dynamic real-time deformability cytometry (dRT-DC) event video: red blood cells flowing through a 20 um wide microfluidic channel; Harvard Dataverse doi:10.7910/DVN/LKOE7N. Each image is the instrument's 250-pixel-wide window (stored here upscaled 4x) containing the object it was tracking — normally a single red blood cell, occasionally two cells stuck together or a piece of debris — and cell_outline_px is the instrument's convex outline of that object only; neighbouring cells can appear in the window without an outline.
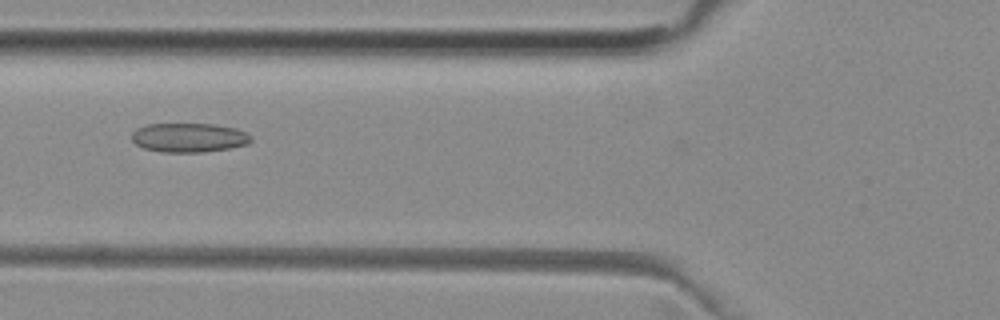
{"species": "common noctule bat (a hibernating species)", "species_latin": "Nyctalus noctula", "temperature_condition": "room temperature", "stored_images_in_passage": 35, "camera_frame_rate_fps": 3000, "um_per_image_px": 0.085, "animal": {"sex": "female", "body_mass_g": 29.2, "forearm_length_mm": 56.3}, "frame": {"image": 1, "passage_image": 6, "time_ms": 1.667, "image_size_px": [1000, 320], "cell_outline_px": [[252, 140], [248, 144], [228, 148], [204, 152], [160, 152], [144, 148], [136, 144], [132, 140], [132, 132], [136, 128], [148, 124], [216, 124], [236, 128], [252, 136]], "centroid_in_image_um": [16.05, 11.69], "position_along_channel_um": 109.7, "area_um2": 20.35}}
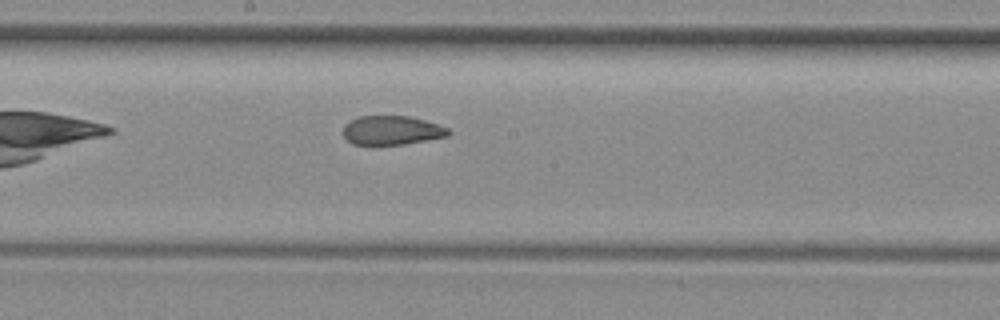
{"frame": {"image": 2, "passage_image": 14, "time_ms": 4.333, "image_size_px": [1000, 320], "cell_outline_px": [[452, 132], [448, 136], [404, 144], [352, 144], [344, 136], [344, 124], [360, 116], [408, 116], [424, 120], [448, 128]], "centroid_in_image_um": [33.31, 11.07], "position_along_channel_um": 214.9, "area_um2": 17.57}}
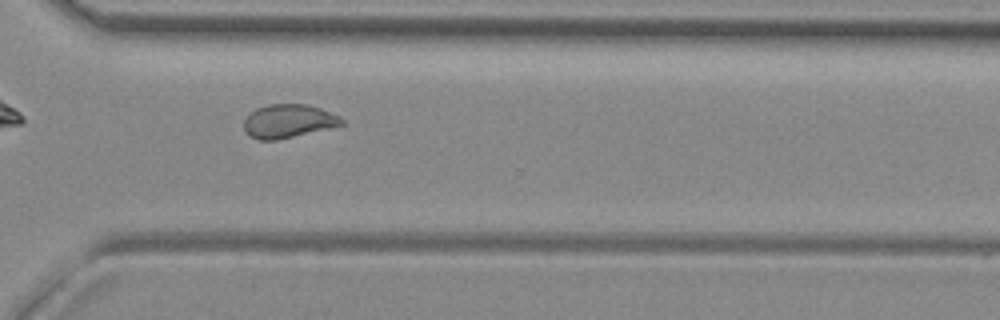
{"frame": {"image": 3, "passage_image": 24, "time_ms": 7.667, "image_size_px": [1000, 320], "cell_outline_px": [[344, 124], [332, 128], [276, 140], [260, 140], [244, 132], [244, 120], [256, 108], [272, 104], [308, 104], [320, 108], [340, 116], [344, 120]], "centroid_in_image_um": [24.54, 10.3], "position_along_channel_um": 346.1, "area_um2": 19.07}, "authors_computed_cell_mechanics": {"area_um2": 19.3052, "velocity_mm_per_s": 3.9416, "shape_relaxation_time_tau1_ms": null, "shape_relaxation_time_tau2_ms": 1.6105, "deformation_change_tau1": null, "deformation_change_tau2": 0.0702}}